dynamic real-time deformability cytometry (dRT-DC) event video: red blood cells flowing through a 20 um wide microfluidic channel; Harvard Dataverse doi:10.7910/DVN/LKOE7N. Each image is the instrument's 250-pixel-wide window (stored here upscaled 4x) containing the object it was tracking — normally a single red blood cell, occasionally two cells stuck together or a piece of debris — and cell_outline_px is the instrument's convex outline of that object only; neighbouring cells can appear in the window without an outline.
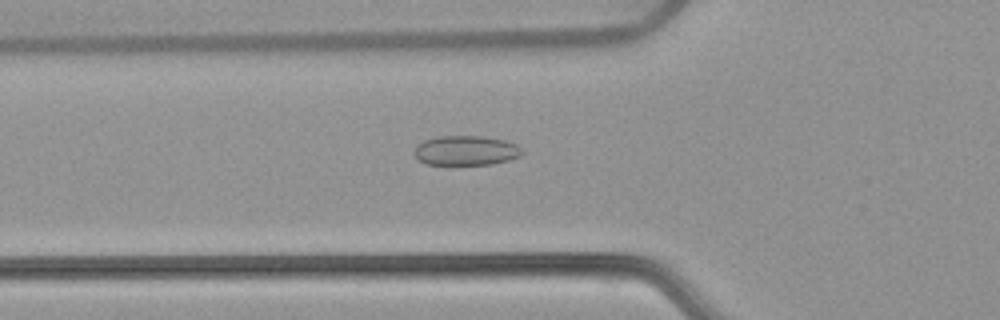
{"species": "common noctule bat (a hibernating species)", "species_latin": "Nyctalus noctula", "temperature_condition": "warm", "stored_images_in_passage": 39, "camera_frame_rate_fps": 3000, "um_per_image_px": 0.085, "animal": {"sex": "female", "body_mass_g": 22.7, "forearm_length_mm": 54.2}, "frame": {"image": 1, "passage_image": 5, "time_ms": 1.333, "image_size_px": [1000, 320], "cell_outline_px": [[524, 152], [520, 156], [508, 160], [492, 164], [448, 168], [424, 164], [412, 152], [424, 140], [436, 136], [484, 136], [504, 140], [516, 144]], "centroid_in_image_um": [39.56, 12.85], "position_along_channel_um": 86.2, "area_um2": 19.54}}
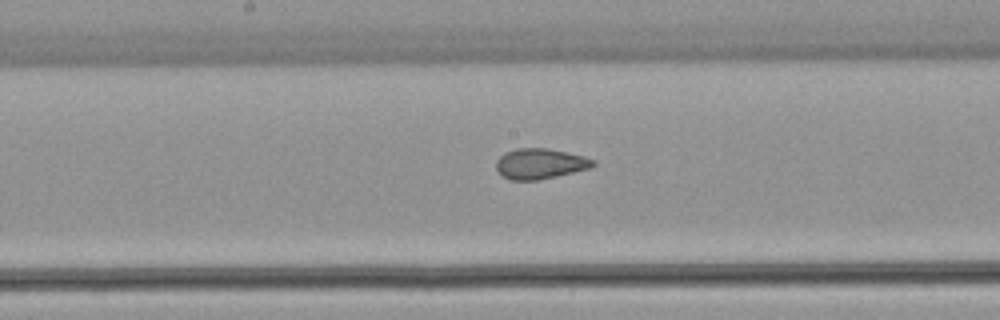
{"frame": {"image": 2, "passage_image": 14, "time_ms": 4.333, "image_size_px": [1000, 320], "cell_outline_px": [[596, 164], [592, 168], [556, 176], [536, 180], [508, 180], [500, 176], [496, 168], [496, 160], [504, 152], [516, 148], [548, 148], [584, 156], [596, 160]], "centroid_in_image_um": [45.89, 13.91], "position_along_channel_um": 202.3, "area_um2": 17.46}}
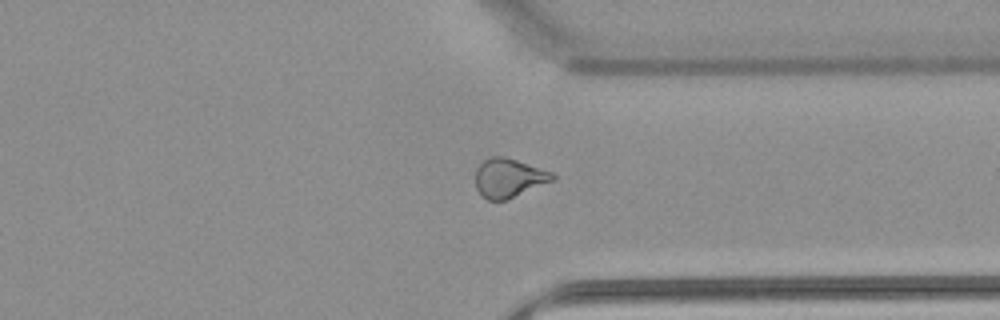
{"frame": {"image": 3, "passage_image": 27, "time_ms": 8.667, "image_size_px": [1000, 320], "cell_outline_px": [[556, 180], [508, 200], [488, 200], [480, 196], [476, 188], [476, 168], [484, 160], [492, 156], [504, 156], [552, 172], [556, 176]], "centroid_in_image_um": [43.26, 15.15], "position_along_channel_um": 368.1, "area_um2": 17.74}, "authors_computed_cell_mechanics": {"area_um2": 17.4556, "velocity_mm_per_s": 3.848, "shape_relaxation_time_tau1_ms": null, "shape_relaxation_time_tau2_ms": 1.5402, "deformation_change_tau1": null, "deformation_change_tau2": 0.0828}}